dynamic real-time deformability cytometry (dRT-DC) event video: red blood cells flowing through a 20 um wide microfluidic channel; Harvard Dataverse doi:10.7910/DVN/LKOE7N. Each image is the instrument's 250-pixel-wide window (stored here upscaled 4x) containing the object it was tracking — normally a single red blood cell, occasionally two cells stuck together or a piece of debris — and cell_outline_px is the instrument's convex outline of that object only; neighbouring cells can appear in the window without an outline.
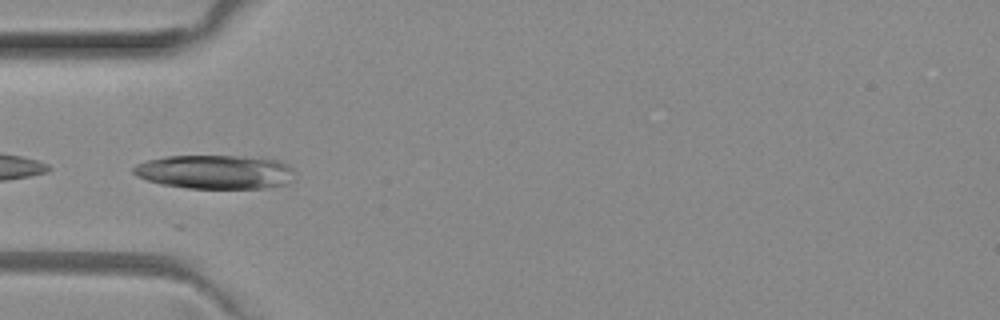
{"species": "common noctule bat (a hibernating species)", "species_latin": "Nyctalus noctula", "temperature_condition": "room temperature", "stored_images_in_passage": 4, "camera_frame_rate_fps": 3000, "um_per_image_px": 0.085, "animal": {"sex": "female", "body_mass_g": 29.2, "forearm_length_mm": 56.3}, "frame": {"image": 1, "passage_image": 4, "time_ms": 1.0, "image_size_px": [1000, 320], "cell_outline_px": [[292, 180], [284, 184], [264, 188], [188, 188], [160, 184], [136, 176], [132, 172], [132, 168], [136, 164], [148, 160], [168, 156], [236, 156], [280, 160], [288, 164], [292, 168]], "centroid_in_image_um": [18.26, 14.61], "position_along_channel_um": 66.7, "area_um2": 31.79}}